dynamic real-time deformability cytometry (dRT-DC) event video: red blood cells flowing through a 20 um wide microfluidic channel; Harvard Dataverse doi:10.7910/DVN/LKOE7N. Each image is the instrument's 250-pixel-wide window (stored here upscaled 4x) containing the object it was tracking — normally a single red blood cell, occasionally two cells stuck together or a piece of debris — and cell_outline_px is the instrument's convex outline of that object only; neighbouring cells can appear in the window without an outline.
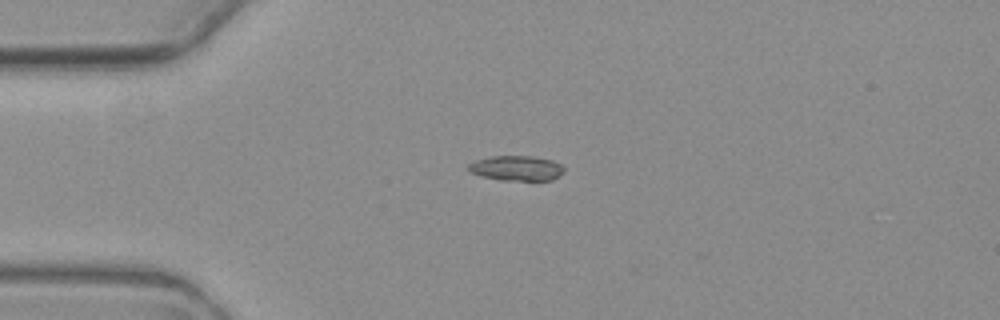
{"species": "common noctule bat (a hibernating species)", "species_latin": "Nyctalus noctula", "temperature_condition": "warm", "stored_images_in_passage": 6, "camera_frame_rate_fps": 3000, "um_per_image_px": 0.085, "animal": {"sex": "female", "body_mass_g": 19.3, "forearm_length_mm": 54.1}, "frame": {"image": 1, "passage_image": 6, "time_ms": 6.0, "image_size_px": [1000, 320], "cell_outline_px": [[564, 172], [552, 180], [500, 180], [480, 176], [468, 172], [464, 168], [468, 164], [476, 160], [492, 156], [532, 156], [552, 160], [560, 164], [564, 168]], "centroid_in_image_um": [43.84, 14.3], "position_along_channel_um": 41.2, "area_um2": 14.1}}